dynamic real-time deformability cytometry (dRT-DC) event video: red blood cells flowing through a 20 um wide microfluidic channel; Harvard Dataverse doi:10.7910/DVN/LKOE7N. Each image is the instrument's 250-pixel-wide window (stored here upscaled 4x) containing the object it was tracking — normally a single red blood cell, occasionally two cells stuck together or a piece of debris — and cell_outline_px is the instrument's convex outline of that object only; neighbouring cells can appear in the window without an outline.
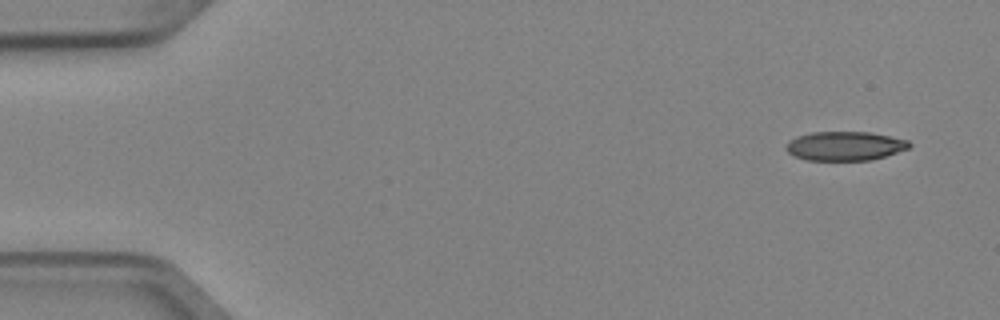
{"species": "Egyptian fruit bat (a non-hibernating species)", "species_latin": "Rousettus aegyptiacus", "temperature_condition": "cold", "stored_images_in_passage": 4, "camera_frame_rate_fps": 3000, "um_per_image_px": 0.085, "animal": {"sex": "female"}, "frame": {"image": 1, "passage_image": 1, "time_ms": 0.0, "image_size_px": [1000, 320], "cell_outline_px": [[912, 144], [908, 148], [872, 160], [808, 160], [796, 156], [788, 152], [784, 148], [788, 140], [796, 136], [812, 132], [868, 132], [908, 140]], "centroid_in_image_um": [71.78, 12.4], "position_along_channel_um": 13.2, "area_um2": 20.75}}
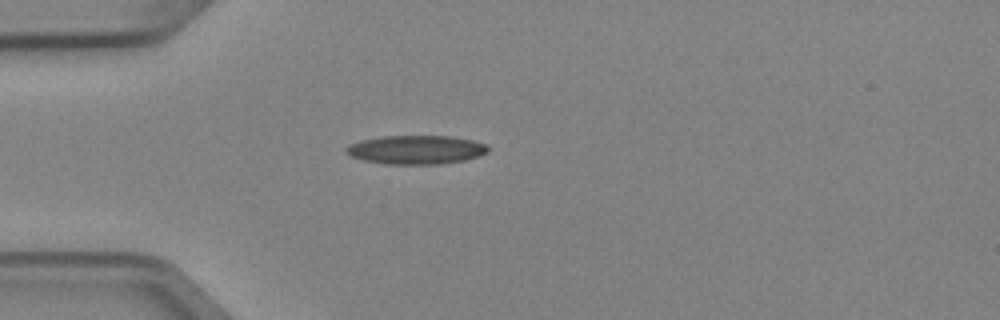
{"frame": {"image": 2, "passage_image": 4, "time_ms": 1.0, "image_size_px": [1000, 320], "cell_outline_px": [[488, 152], [464, 160], [440, 164], [384, 164], [364, 160], [352, 156], [344, 152], [344, 148], [348, 144], [360, 140], [384, 136], [448, 136], [472, 140], [488, 144]], "centroid_in_image_um": [35.33, 12.72], "position_along_channel_um": 49.7, "area_um2": 23.81}}